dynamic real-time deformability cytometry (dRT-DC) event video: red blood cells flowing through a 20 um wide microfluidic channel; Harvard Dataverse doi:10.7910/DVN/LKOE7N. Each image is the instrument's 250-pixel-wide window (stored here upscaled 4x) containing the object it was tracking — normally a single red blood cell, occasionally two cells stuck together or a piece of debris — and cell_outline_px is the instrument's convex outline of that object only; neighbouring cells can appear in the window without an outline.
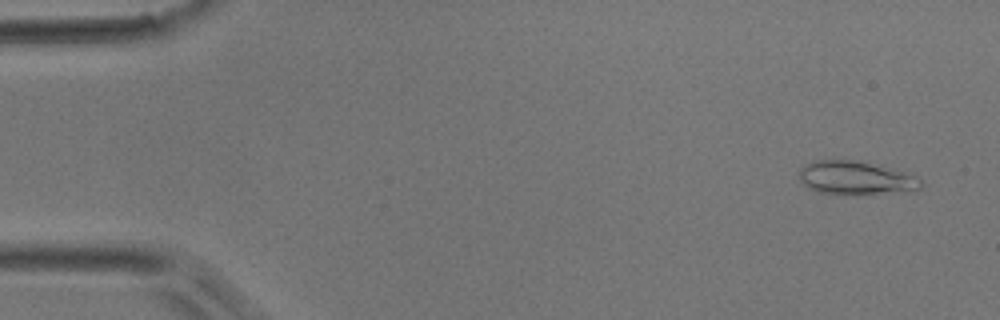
{"species": "common noctule bat (a hibernating species)", "species_latin": "Nyctalus noctula", "temperature_condition": "room temperature", "stored_images_in_passage": 48, "segment_of_instrument_passage": [1, 2], "camera_frame_rate_fps": 3000, "um_per_image_px": 0.085, "animal": {"sex": "male", "body_mass_g": 17.9}, "frame": {"image": 1, "passage_image": 3, "time_ms": 0.667, "image_size_px": [1000, 320], "cell_outline_px": [[924, 184], [920, 188], [876, 192], [816, 192], [808, 188], [800, 180], [800, 168], [804, 164], [812, 160], [856, 160], [916, 176]], "centroid_in_image_um": [72.61, 15.07], "position_along_channel_um": 12.4, "area_um2": 22.37}}
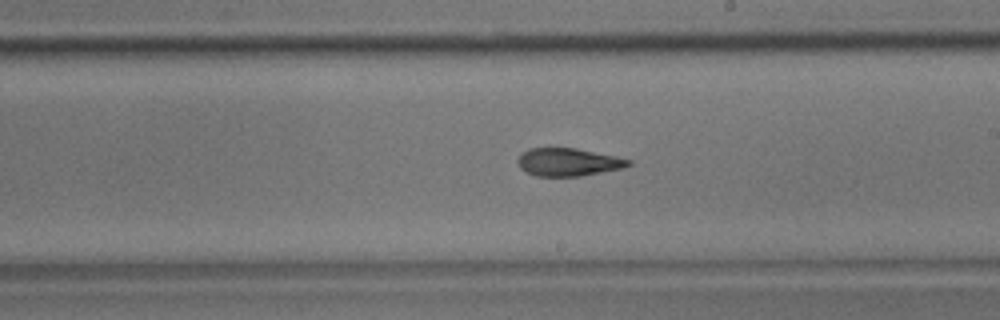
{"frame": {"image": 2, "passage_image": 27, "time_ms": 8.667, "image_size_px": [1000, 320], "cell_outline_px": [[632, 164], [624, 168], [580, 176], [536, 176], [520, 168], [516, 160], [520, 152], [528, 148], [576, 148], [616, 156], [632, 160]], "centroid_in_image_um": [48.29, 13.77], "position_along_channel_um": 240.7, "area_um2": 18.15}}
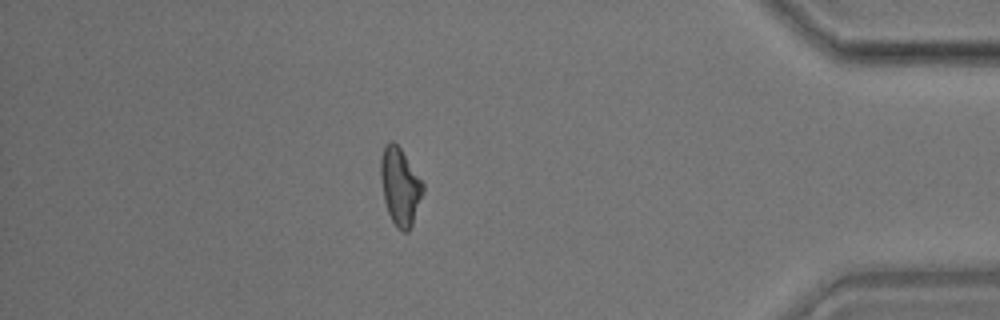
{"frame": {"image": 3, "passage_image": 41, "time_ms": 13.333, "image_size_px": [1000, 320], "cell_outline_px": [[424, 192], [412, 224], [408, 232], [400, 232], [392, 220], [388, 212], [384, 200], [380, 176], [380, 160], [384, 148], [388, 140], [392, 140], [400, 148], [424, 184]], "centroid_in_image_um": [34.0, 15.86], "position_along_channel_um": 401.2, "area_um2": 18.96}}